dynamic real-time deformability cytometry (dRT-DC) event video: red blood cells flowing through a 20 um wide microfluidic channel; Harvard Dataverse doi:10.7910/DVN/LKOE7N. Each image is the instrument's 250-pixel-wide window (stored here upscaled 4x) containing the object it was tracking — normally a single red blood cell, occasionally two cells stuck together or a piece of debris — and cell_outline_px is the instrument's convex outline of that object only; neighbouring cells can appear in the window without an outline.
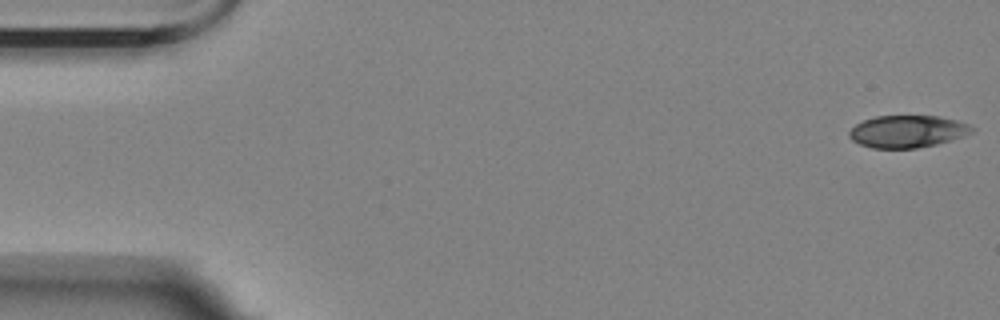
{"species": "Egyptian fruit bat (a non-hibernating species)", "species_latin": "Rousettus aegyptiacus", "temperature_condition": "room temperature", "stored_images_in_passage": 10, "camera_frame_rate_fps": 3000, "um_per_image_px": 0.085, "animal": {"sex": "female"}, "frame": {"image": 1, "passage_image": 1, "time_ms": 0.0, "image_size_px": [1000, 320], "cell_outline_px": [[976, 128], [972, 132], [936, 144], [916, 148], [872, 148], [860, 144], [852, 140], [848, 136], [848, 132], [856, 124], [864, 120], [876, 116], [936, 116], [956, 120], [968, 124]], "centroid_in_image_um": [77.09, 11.17], "position_along_channel_um": 7.9, "area_um2": 22.77}}